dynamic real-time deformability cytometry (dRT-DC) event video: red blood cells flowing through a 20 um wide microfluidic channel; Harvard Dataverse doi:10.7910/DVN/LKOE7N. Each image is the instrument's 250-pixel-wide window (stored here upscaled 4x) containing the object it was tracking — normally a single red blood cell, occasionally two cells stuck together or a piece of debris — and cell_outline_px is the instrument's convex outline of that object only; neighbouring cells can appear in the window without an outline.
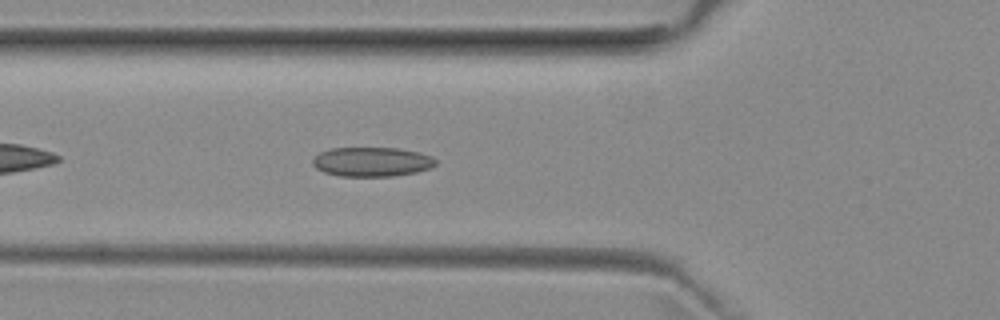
{"species": "common noctule bat (a hibernating species)", "species_latin": "Nyctalus noctula", "temperature_condition": "room temperature", "stored_images_in_passage": 39, "camera_frame_rate_fps": 3000, "um_per_image_px": 0.085, "animal": {"sex": "female", "body_mass_g": 29.2, "forearm_length_mm": 56.3}, "frame": {"image": 1, "passage_image": 6, "time_ms": 1.667, "image_size_px": [1000, 320], "cell_outline_px": [[436, 164], [428, 168], [416, 172], [392, 176], [340, 176], [324, 172], [316, 168], [312, 164], [312, 160], [320, 152], [332, 148], [400, 148], [420, 152], [432, 156], [436, 160]], "centroid_in_image_um": [31.61, 13.75], "position_along_channel_um": 94.2, "area_um2": 21.04}}
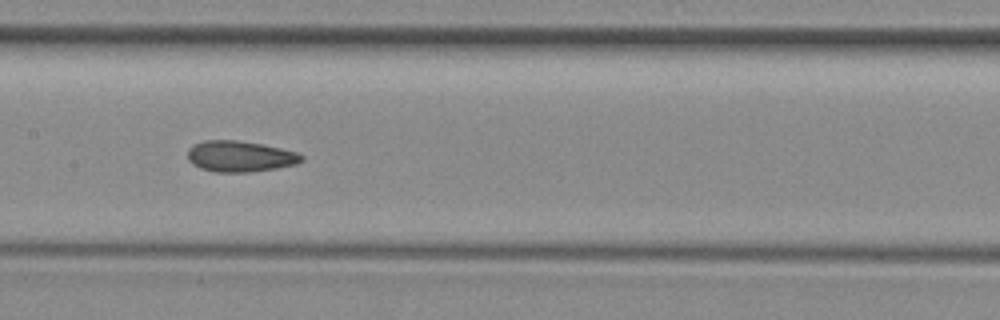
{"frame": {"image": 2, "passage_image": 13, "time_ms": 4.0, "image_size_px": [1000, 320], "cell_outline_px": [[304, 160], [296, 164], [276, 168], [252, 172], [212, 172], [200, 168], [192, 164], [188, 160], [188, 148], [192, 144], [204, 140], [236, 140], [260, 144], [280, 148], [296, 152], [304, 156]], "centroid_in_image_um": [20.37, 13.29], "position_along_channel_um": 187.0, "area_um2": 20.69}}
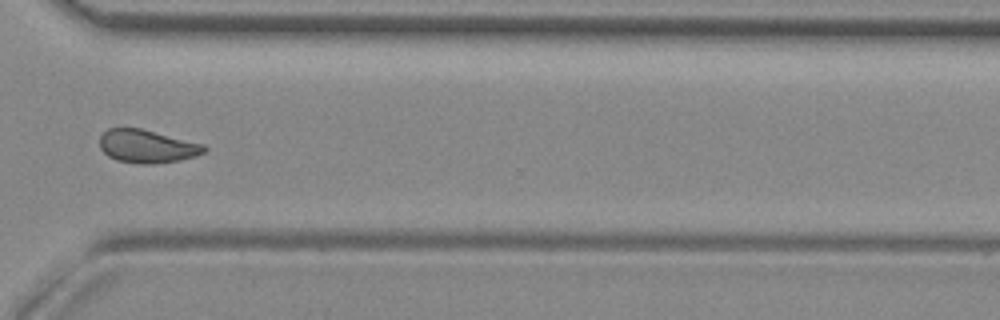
{"frame": {"image": 3, "passage_image": 26, "time_ms": 8.333, "image_size_px": [1000, 320], "cell_outline_px": [[208, 148], [204, 152], [196, 156], [180, 160], [152, 164], [136, 164], [116, 160], [108, 156], [100, 148], [100, 136], [108, 128], [140, 128], [204, 144]], "centroid_in_image_um": [12.5, 12.44], "position_along_channel_um": 358.1, "area_um2": 20.23}, "authors_computed_cell_mechanics": {"area_um2": 20.1722, "velocity_mm_per_s": 3.9616, "shape_relaxation_time_tau1_ms": null, "shape_relaxation_time_tau2_ms": 2.1268, "deformation_change_tau1": null, "deformation_change_tau2": 0.0805}}